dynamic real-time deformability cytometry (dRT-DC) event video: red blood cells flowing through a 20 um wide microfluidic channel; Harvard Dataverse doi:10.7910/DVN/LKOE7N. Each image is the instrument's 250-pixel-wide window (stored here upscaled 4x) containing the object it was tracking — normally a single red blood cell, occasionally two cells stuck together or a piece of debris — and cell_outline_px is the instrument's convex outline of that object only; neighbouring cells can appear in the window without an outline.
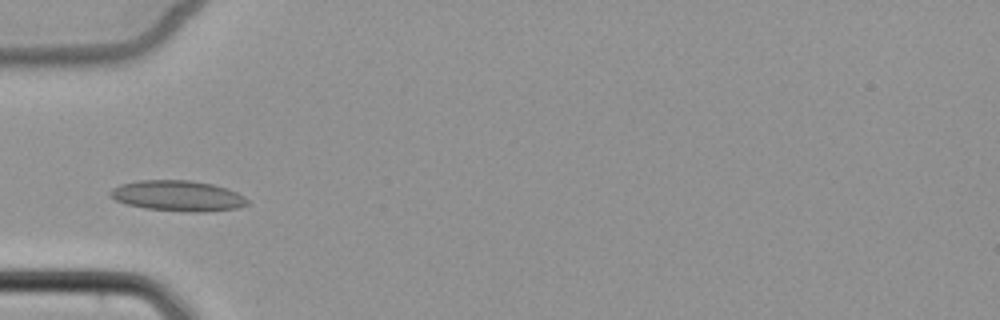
{"species": "common noctule bat (a hibernating species)", "species_latin": "Nyctalus noctula", "temperature_condition": "cold", "stored_images_in_passage": 2, "camera_frame_rate_fps": 3000, "um_per_image_px": 0.085, "animal": {"sex": "female", "body_mass_g": 22.7, "forearm_length_mm": 54.2}, "frame": {"image": 1, "passage_image": 2, "time_ms": 1.0, "image_size_px": [1000, 320], "cell_outline_px": [[248, 204], [236, 208], [204, 212], [192, 212], [144, 208], [128, 204], [116, 200], [108, 196], [108, 192], [112, 188], [120, 184], [140, 180], [188, 180], [212, 184], [228, 188], [244, 196], [248, 200]], "centroid_in_image_um": [15.09, 16.64], "position_along_channel_um": 69.9, "area_um2": 24.45}}